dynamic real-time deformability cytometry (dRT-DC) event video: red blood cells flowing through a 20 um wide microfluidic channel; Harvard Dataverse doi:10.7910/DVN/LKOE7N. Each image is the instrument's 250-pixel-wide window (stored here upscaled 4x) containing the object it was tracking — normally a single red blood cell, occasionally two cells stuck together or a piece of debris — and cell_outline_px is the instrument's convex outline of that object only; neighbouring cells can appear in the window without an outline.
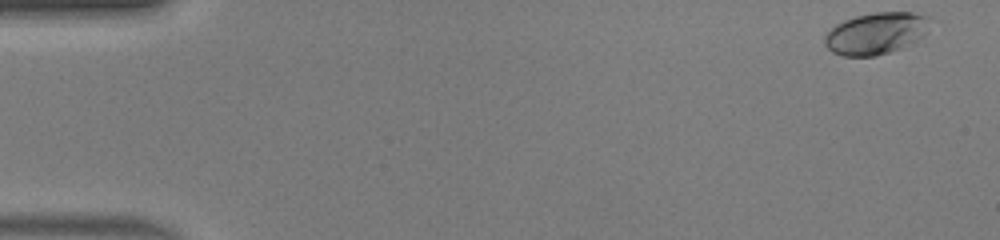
{"species": "human", "species_latin": "Homo sapiens", "temperature_condition": "warm", "stored_images_in_passage": 49, "camera_frame_rate_fps": 3000, "um_per_image_px": 0.085, "donor": {"sex": "male"}, "frame": {"image": 1, "passage_image": 1, "time_ms": 0.0, "image_size_px": [1000, 240], "cell_outline_px": [[932, 16], [928, 32], [924, 36], [900, 48], [876, 56], [844, 56], [832, 52], [824, 44], [824, 36], [836, 24], [844, 20], [856, 16], [876, 12], [912, 12]], "centroid_in_image_um": [74.5, 2.82], "position_along_channel_um": 10.5, "area_um2": 25.78}}
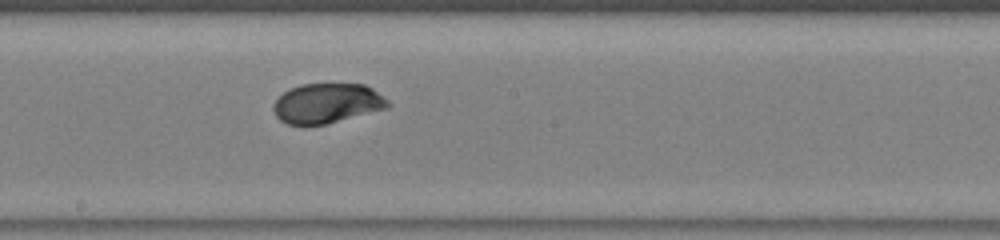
{"frame": {"image": 2, "passage_image": 27, "time_ms": 8.667, "image_size_px": [1000, 240], "cell_outline_px": [[392, 104], [388, 108], [324, 124], [288, 124], [280, 120], [276, 116], [272, 108], [272, 104], [288, 88], [300, 84], [364, 84], [372, 88], [388, 100]], "centroid_in_image_um": [27.79, 8.76], "position_along_channel_um": 220.4, "area_um2": 26.47}}
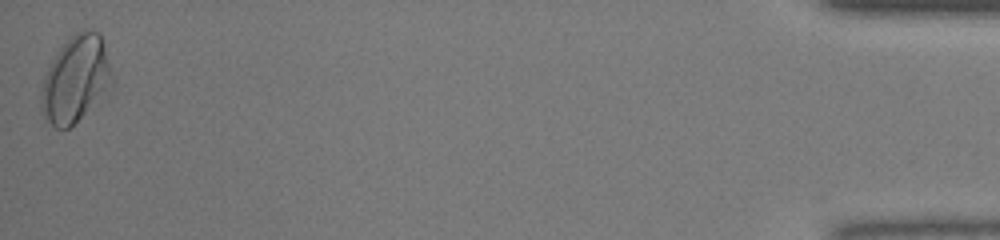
{"frame": {"image": 3, "passage_image": 49, "time_ms": 16.0, "image_size_px": [1000, 240], "cell_outline_px": [[112, 88], [68, 128], [56, 128], [44, 120], [40, 108], [40, 92], [44, 76], [56, 52], [80, 28], [88, 28], [96, 32], [100, 36], [104, 44], [112, 84]], "centroid_in_image_um": [6.38, 6.74], "position_along_channel_um": 428.8, "area_um2": 35.37}, "authors_computed_cell_mechanics": {"area_um2": 26.7614, "velocity_mm_per_s": 4.1299, "shape_relaxation_time_tau1_ms": 3.9029, "shape_relaxation_time_tau2_ms": null, "deformation_change_tau1": 0.159, "deformation_change_tau2": null}}